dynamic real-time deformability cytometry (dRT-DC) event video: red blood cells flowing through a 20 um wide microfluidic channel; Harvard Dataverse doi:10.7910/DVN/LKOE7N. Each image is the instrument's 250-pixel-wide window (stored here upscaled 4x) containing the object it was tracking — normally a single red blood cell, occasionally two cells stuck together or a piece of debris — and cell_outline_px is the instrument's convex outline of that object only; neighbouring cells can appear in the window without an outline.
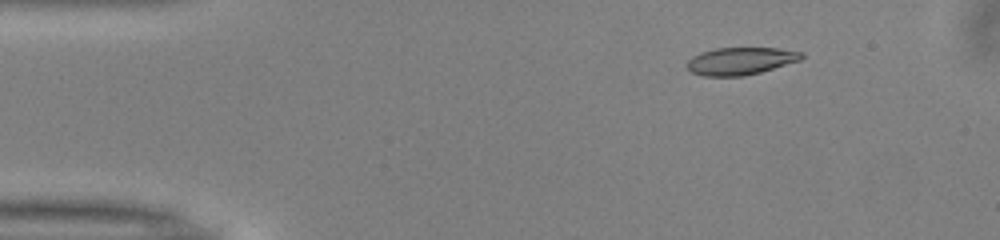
{"species": "common noctule bat (a hibernating species)", "species_latin": "Nyctalus noctula", "temperature_condition": "warm", "stored_images_in_passage": 36, "camera_frame_rate_fps": 3000, "um_per_image_px": 0.085, "animal": {"sex": "male", "body_mass_g": 13.0, "forearm_length_mm": 53.1}, "frame": {"image": 1, "passage_image": 3, "time_ms": 0.667, "image_size_px": [1000, 240], "cell_outline_px": [[804, 56], [800, 60], [760, 72], [744, 76], [704, 76], [692, 72], [684, 64], [692, 56], [700, 52], [716, 48], [776, 48], [804, 52]], "centroid_in_image_um": [62.92, 5.18], "position_along_channel_um": 22.1, "area_um2": 18.32}}
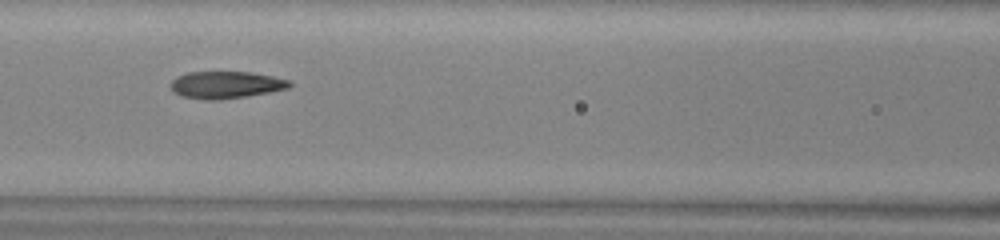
{"frame": {"image": 2, "passage_image": 18, "time_ms": 5.667, "image_size_px": [1000, 240], "cell_outline_px": [[292, 84], [288, 88], [268, 92], [244, 96], [216, 100], [208, 100], [184, 96], [172, 92], [172, 80], [176, 76], [188, 72], [252, 72], [292, 80]], "centroid_in_image_um": [19.21, 7.2], "position_along_channel_um": 147.4, "area_um2": 18.61}}
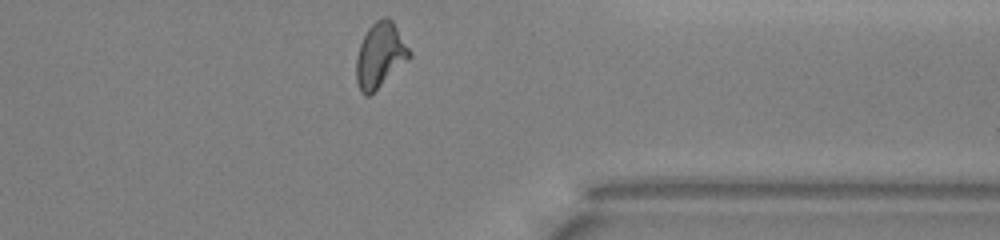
{"frame": {"image": 3, "passage_image": 36, "time_ms": 11.667, "image_size_px": [1000, 240], "cell_outline_px": [[412, 56], [408, 60], [368, 96], [364, 96], [360, 92], [356, 80], [356, 56], [360, 44], [368, 28], [376, 20], [384, 16], [388, 16], [392, 20], [412, 52]], "centroid_in_image_um": [32.3, 4.67], "position_along_channel_um": 379.1, "area_um2": 20.06}, "authors_computed_cell_mechanics": {"area_um2": 19.1029, "velocity_mm_per_s": 4.0373, "shape_relaxation_time_tau1_ms": 6.241, "shape_relaxation_time_tau2_ms": 1.5499, "deformation_change_tau1": 0.2044, "deformation_change_tau2": 0.0897}}